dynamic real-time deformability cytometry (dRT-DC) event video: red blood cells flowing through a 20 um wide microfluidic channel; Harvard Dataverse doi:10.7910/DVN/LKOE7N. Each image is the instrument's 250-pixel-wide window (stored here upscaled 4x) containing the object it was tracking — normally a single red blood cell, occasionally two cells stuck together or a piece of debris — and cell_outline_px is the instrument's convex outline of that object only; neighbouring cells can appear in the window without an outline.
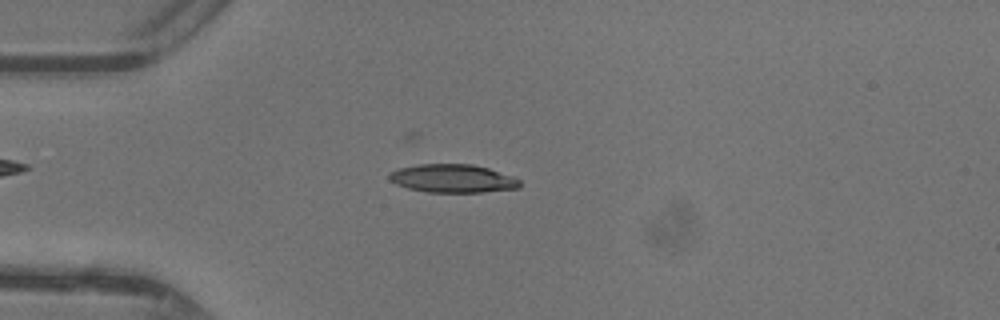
{"species": "common noctule bat (a hibernating species)", "species_latin": "Nyctalus noctula", "temperature_condition": "warm", "stored_images_in_passage": 32, "camera_frame_rate_fps": 3000, "um_per_image_px": 0.085, "animal": {"sex": "female"}, "frame": {"image": 1, "passage_image": 6, "time_ms": 1.667, "image_size_px": [1000, 320], "cell_outline_px": [[520, 188], [484, 192], [428, 192], [408, 188], [396, 184], [388, 180], [388, 172], [400, 168], [416, 164], [472, 164], [488, 168], [512, 176], [520, 180]], "centroid_in_image_um": [38.46, 15.17], "position_along_channel_um": 46.5, "area_um2": 21.62}}
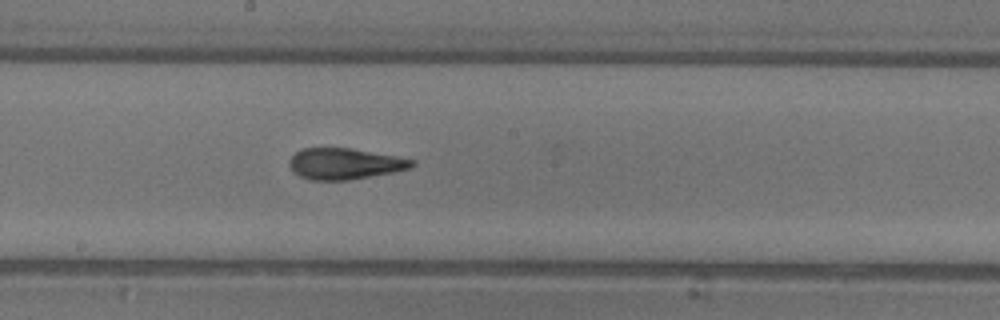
{"frame": {"image": 2, "passage_image": 19, "time_ms": 6.0, "image_size_px": [1000, 320], "cell_outline_px": [[416, 164], [412, 168], [392, 172], [348, 180], [312, 180], [300, 176], [292, 172], [288, 164], [288, 160], [296, 152], [304, 148], [352, 148], [396, 156], [416, 160]], "centroid_in_image_um": [29.3, 13.91], "position_along_channel_um": 218.9, "area_um2": 22.31}}
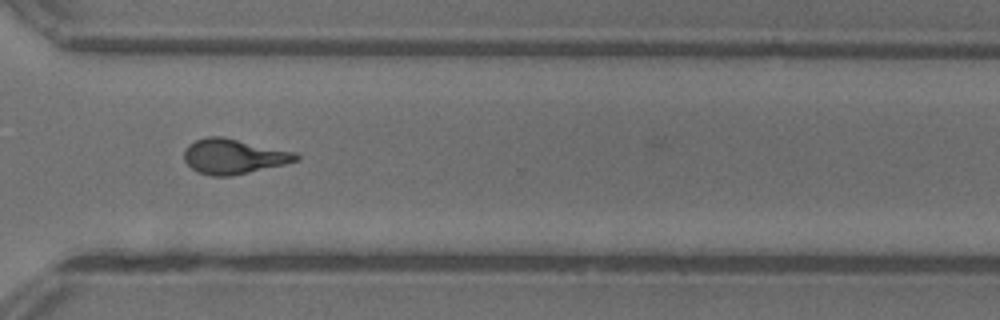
{"frame": {"image": 3, "passage_image": 28, "time_ms": 9.0, "image_size_px": [1000, 320], "cell_outline_px": [[300, 160], [284, 164], [232, 176], [212, 176], [196, 172], [184, 160], [184, 152], [188, 144], [196, 140], [208, 136], [220, 136], [296, 152], [300, 156]], "centroid_in_image_um": [19.85, 13.3], "position_along_channel_um": 350.7, "area_um2": 22.77}, "authors_computed_cell_mechanics": {"area_um2": 22.0507, "velocity_mm_per_s": 4.4074, "shape_relaxation_time_tau1_ms": 6.6699, "shape_relaxation_time_tau2_ms": 1.107, "deformation_change_tau1": 0.2489, "deformation_change_tau2": 0.103}}